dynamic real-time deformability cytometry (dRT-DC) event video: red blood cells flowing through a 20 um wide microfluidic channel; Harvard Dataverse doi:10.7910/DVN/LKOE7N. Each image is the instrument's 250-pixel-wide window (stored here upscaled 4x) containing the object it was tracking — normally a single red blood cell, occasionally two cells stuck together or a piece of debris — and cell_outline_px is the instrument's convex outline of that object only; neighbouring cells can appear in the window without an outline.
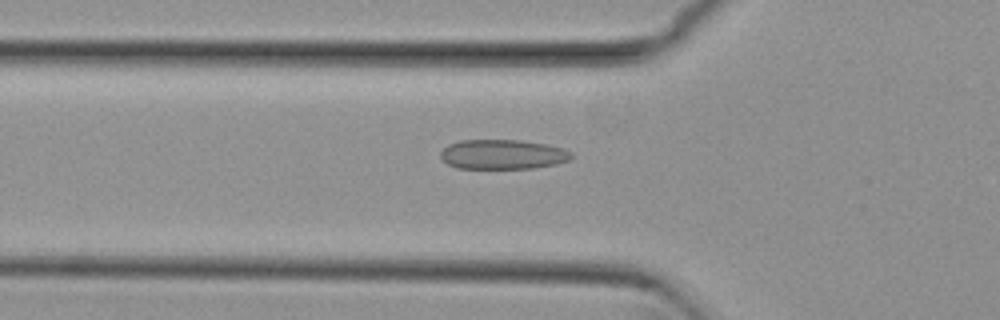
{"species": "common noctule bat (a hibernating species)", "species_latin": "Nyctalus noctula", "temperature_condition": "cold", "stored_images_in_passage": 50, "camera_frame_rate_fps": 3000, "um_per_image_px": 0.085, "animal": {"sex": "female", "body_mass_g": 29.2, "forearm_length_mm": 56.3}, "frame": {"image": 1, "passage_image": 15, "time_ms": 4.667, "image_size_px": [1000, 320], "cell_outline_px": [[572, 156], [568, 160], [556, 164], [532, 168], [456, 168], [448, 164], [440, 156], [440, 152], [448, 144], [460, 140], [520, 140], [544, 144], [560, 148], [572, 152]], "centroid_in_image_um": [42.69, 13.12], "position_along_channel_um": 83.1, "area_um2": 22.43}}
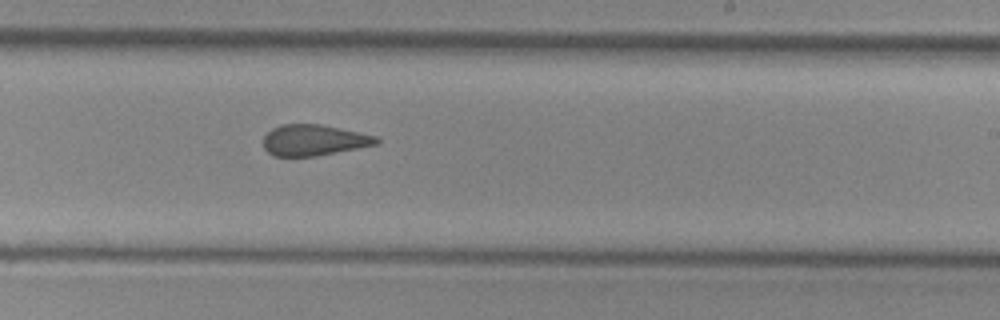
{"frame": {"image": 2, "passage_image": 29, "time_ms": 9.333, "image_size_px": [1000, 320], "cell_outline_px": [[380, 144], [316, 156], [272, 156], [264, 148], [264, 136], [272, 128], [280, 124], [320, 124], [340, 128], [376, 136], [380, 140]], "centroid_in_image_um": [26.68, 11.91], "position_along_channel_um": 262.3, "area_um2": 20.46}}
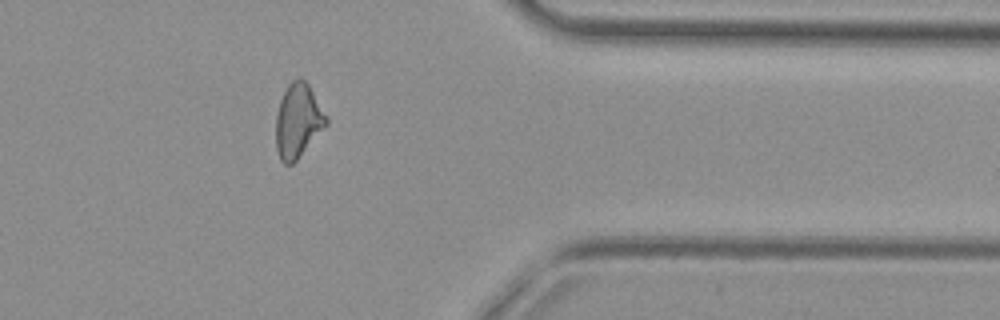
{"frame": {"image": 3, "passage_image": 40, "time_ms": 13.0, "image_size_px": [1000, 320], "cell_outline_px": [[328, 124], [296, 160], [292, 164], [284, 164], [280, 160], [276, 148], [276, 116], [280, 100], [288, 84], [292, 80], [300, 76], [308, 84], [328, 120]], "centroid_in_image_um": [25.31, 10.27], "position_along_channel_um": 386.1, "area_um2": 21.44}, "authors_computed_cell_mechanics": {"area_um2": 21.9062, "velocity_mm_per_s": 3.829, "shape_relaxation_time_tau1_ms": null, "shape_relaxation_time_tau2_ms": 1.9749, "deformation_change_tau1": null, "deformation_change_tau2": 0.0809}}